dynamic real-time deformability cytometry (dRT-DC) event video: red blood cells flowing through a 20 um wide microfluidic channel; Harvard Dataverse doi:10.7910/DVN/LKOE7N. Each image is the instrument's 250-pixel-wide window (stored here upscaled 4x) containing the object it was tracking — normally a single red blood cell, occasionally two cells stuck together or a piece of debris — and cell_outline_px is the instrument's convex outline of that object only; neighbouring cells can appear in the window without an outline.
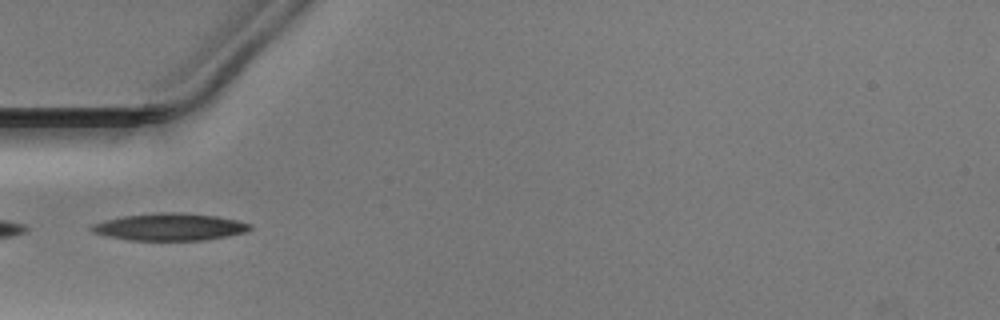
{"species": "Egyptian fruit bat (a non-hibernating species)", "species_latin": "Rousettus aegyptiacus", "temperature_condition": "warm", "stored_images_in_passage": 3, "camera_frame_rate_fps": 3000, "um_per_image_px": 0.085, "animal": {"sex": "male"}, "frame": {"image": 1, "passage_image": 1, "time_ms": 0.0, "image_size_px": [1000, 320], "cell_outline_px": [[252, 228], [248, 232], [228, 236], [200, 240], [132, 240], [108, 236], [92, 232], [88, 228], [92, 224], [104, 220], [124, 216], [160, 212], [176, 212], [216, 216], [236, 220], [252, 224]], "centroid_in_image_um": [14.44, 19.28], "position_along_channel_um": 70.6, "area_um2": 25.03}}